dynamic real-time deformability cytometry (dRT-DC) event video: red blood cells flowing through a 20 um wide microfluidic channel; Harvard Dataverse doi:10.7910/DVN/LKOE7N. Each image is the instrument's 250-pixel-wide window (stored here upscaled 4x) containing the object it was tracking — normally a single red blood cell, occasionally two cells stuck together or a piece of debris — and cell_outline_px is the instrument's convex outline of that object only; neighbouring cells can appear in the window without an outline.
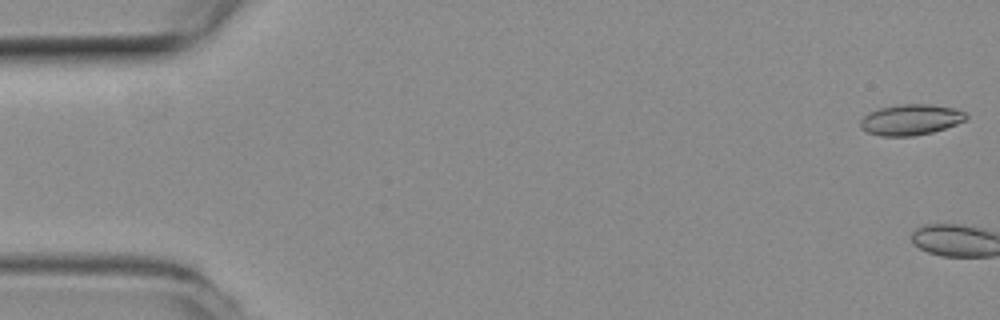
{"species": "common noctule bat (a hibernating species)", "species_latin": "Nyctalus noctula", "temperature_condition": "room temperature", "stored_images_in_passage": 3, "camera_frame_rate_fps": 3000, "um_per_image_px": 0.085, "animal": {"sex": "female", "body_mass_g": 19.3, "forearm_length_mm": 54.1}, "frame": {"image": 1, "passage_image": 1, "time_ms": 0.0, "image_size_px": [1000, 320], "cell_outline_px": [[968, 116], [964, 120], [956, 124], [932, 132], [912, 136], [880, 136], [868, 132], [860, 128], [860, 120], [868, 112], [880, 108], [900, 104], [928, 104], [952, 108], [964, 112]], "centroid_in_image_um": [77.36, 10.17], "position_along_channel_um": 7.6, "area_um2": 18.79}}